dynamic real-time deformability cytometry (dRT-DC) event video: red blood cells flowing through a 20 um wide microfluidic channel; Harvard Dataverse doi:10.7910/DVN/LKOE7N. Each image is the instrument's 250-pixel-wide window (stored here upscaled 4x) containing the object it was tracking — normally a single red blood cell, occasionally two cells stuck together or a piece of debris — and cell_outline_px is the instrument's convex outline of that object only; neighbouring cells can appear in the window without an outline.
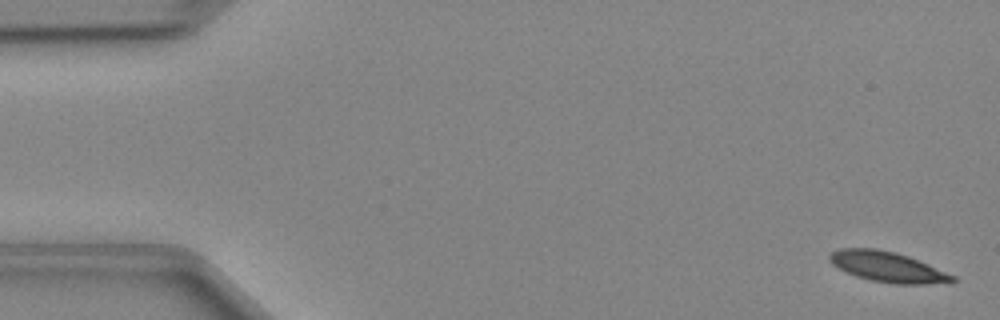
{"species": "Egyptian fruit bat (a non-hibernating species)", "species_latin": "Rousettus aegyptiacus", "temperature_condition": "cold", "stored_images_in_passage": 50, "segment_of_instrument_passage": [1, 2], "camera_frame_rate_fps": 3000, "um_per_image_px": 0.085, "animal": {"sex": "female"}, "frame": {"image": 1, "passage_image": 2, "time_ms": 0.333, "image_size_px": [1000, 320], "cell_outline_px": [[956, 280], [924, 284], [896, 284], [872, 280], [856, 276], [832, 264], [828, 260], [828, 256], [832, 252], [840, 248], [876, 248], [896, 252], [908, 256], [928, 264], [956, 276]], "centroid_in_image_um": [75.41, 22.66], "position_along_channel_um": 9.6, "area_um2": 21.44}}
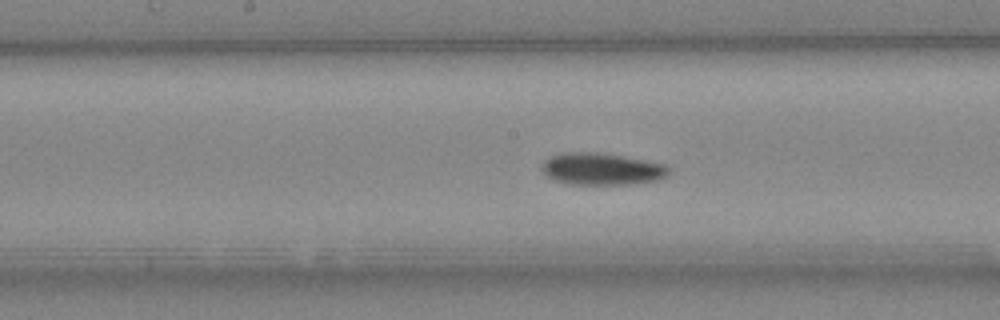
{"frame": {"image": 2, "passage_image": 25, "time_ms": 8.0, "image_size_px": [1000, 320], "cell_outline_px": [[672, 172], [668, 176], [660, 180], [632, 184], [568, 184], [556, 180], [548, 176], [540, 168], [540, 164], [544, 160], [552, 156], [564, 152], [596, 152], [624, 156], [664, 164], [672, 168]], "centroid_in_image_um": [51.2, 14.36], "position_along_channel_um": 197.0, "area_um2": 23.93}}
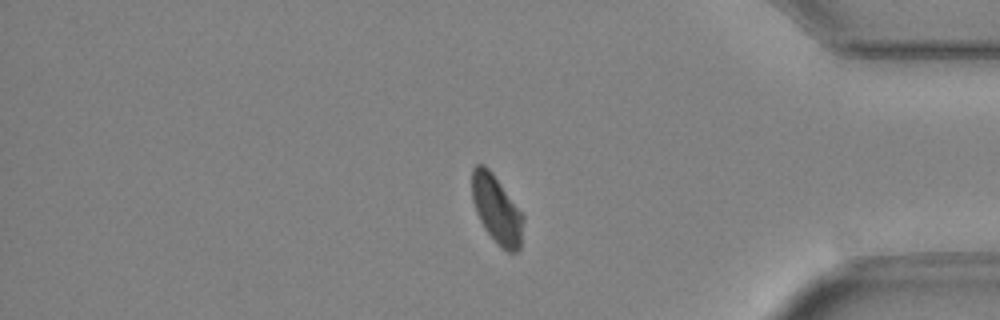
{"frame": {"image": 3, "passage_image": 41, "time_ms": 13.333, "image_size_px": [1000, 320], "cell_outline_px": [[524, 220], [520, 248], [516, 252], [508, 252], [500, 248], [484, 228], [476, 212], [472, 200], [472, 168], [476, 164], [484, 164], [492, 172], [524, 216]], "centroid_in_image_um": [42.21, 17.82], "position_along_channel_um": 393.0, "area_um2": 20.35}}